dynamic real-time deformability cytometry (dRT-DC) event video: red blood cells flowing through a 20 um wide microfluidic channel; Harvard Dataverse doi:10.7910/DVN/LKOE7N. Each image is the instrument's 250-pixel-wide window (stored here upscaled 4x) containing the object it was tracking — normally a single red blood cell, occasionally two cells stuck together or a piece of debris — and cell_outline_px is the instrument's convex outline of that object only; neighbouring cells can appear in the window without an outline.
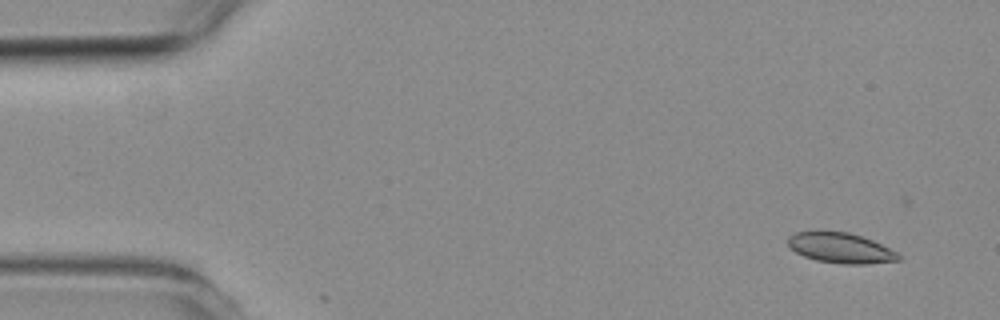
{"species": "common noctule bat (a hibernating species)", "species_latin": "Nyctalus noctula", "temperature_condition": "room temperature", "stored_images_in_passage": 5, "camera_frame_rate_fps": 3000, "um_per_image_px": 0.085, "animal": {"sex": "female", "body_mass_g": 19.3, "forearm_length_mm": 54.1}, "frame": {"image": 1, "passage_image": 1, "time_ms": 0.0, "image_size_px": [1000, 320], "cell_outline_px": [[900, 260], [864, 264], [844, 264], [816, 260], [804, 256], [796, 252], [788, 244], [788, 236], [796, 232], [848, 232], [872, 240], [896, 252], [900, 256]], "centroid_in_image_um": [71.44, 21.08], "position_along_channel_um": 13.6, "area_um2": 19.07}}
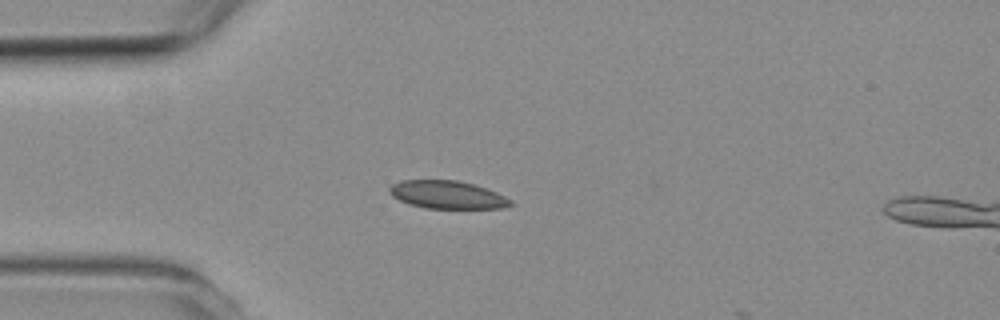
{"frame": {"image": 2, "passage_image": 4, "time_ms": 3.333, "image_size_px": [1000, 320], "cell_outline_px": [[516, 204], [504, 208], [424, 208], [408, 204], [392, 196], [388, 192], [388, 188], [392, 184], [400, 180], [456, 180], [472, 184], [496, 192], [512, 200]], "centroid_in_image_um": [38.0, 16.56], "position_along_channel_um": 47.0, "area_um2": 19.77}}